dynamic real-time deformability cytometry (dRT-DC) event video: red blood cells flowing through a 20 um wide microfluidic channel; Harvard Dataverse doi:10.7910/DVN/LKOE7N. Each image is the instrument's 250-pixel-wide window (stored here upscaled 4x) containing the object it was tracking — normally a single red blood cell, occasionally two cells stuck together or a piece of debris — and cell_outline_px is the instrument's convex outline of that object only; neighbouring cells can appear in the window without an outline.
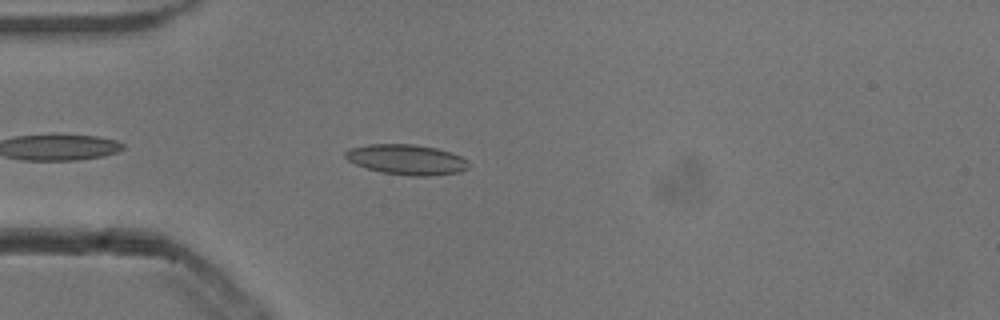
{"species": "common noctule bat (a hibernating species)", "species_latin": "Nyctalus noctula", "temperature_condition": "cold", "stored_images_in_passage": 26, "camera_frame_rate_fps": 3000, "um_per_image_px": 0.085, "animal": {"sex": "male", "body_mass_g": 13.3}, "frame": {"image": 1, "passage_image": 1, "time_ms": 0.0, "image_size_px": [1000, 320], "cell_outline_px": [[468, 168], [460, 172], [428, 176], [408, 176], [384, 172], [368, 168], [356, 164], [348, 160], [344, 156], [344, 152], [348, 148], [368, 144], [412, 144], [436, 148], [460, 156], [468, 164]], "centroid_in_image_um": [34.52, 13.56], "position_along_channel_um": 50.5, "area_um2": 21.5}}